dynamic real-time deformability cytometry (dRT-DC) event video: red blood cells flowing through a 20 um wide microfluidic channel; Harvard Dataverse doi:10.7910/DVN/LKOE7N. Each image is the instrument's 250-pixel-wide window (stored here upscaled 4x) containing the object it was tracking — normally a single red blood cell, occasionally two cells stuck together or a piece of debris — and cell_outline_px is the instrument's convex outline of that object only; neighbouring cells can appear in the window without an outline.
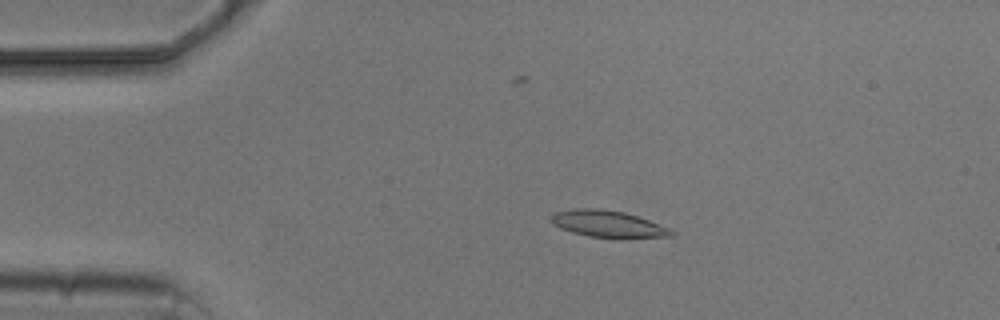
{"species": "common noctule bat (a hibernating species)", "species_latin": "Nyctalus noctula", "temperature_condition": "cold", "stored_images_in_passage": 6, "camera_frame_rate_fps": 3000, "um_per_image_px": 0.085, "animal": {"sex": "male", "body_mass_g": 20.5, "forearm_length_mm": 52.5}, "frame": {"image": 1, "passage_image": 3, "time_ms": 2.333, "image_size_px": [1000, 320], "cell_outline_px": [[676, 232], [672, 236], [620, 240], [616, 240], [588, 236], [572, 232], [560, 228], [552, 220], [552, 216], [556, 212], [572, 208], [600, 208], [624, 212], [672, 228]], "centroid_in_image_um": [51.78, 19.07], "position_along_channel_um": 33.2, "area_um2": 19.31}}
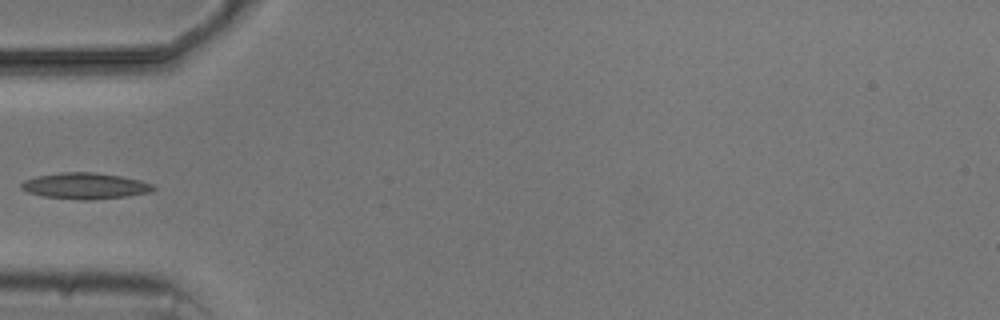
{"frame": {"image": 2, "passage_image": 5, "time_ms": 4.667, "image_size_px": [1000, 320], "cell_outline_px": [[156, 188], [148, 192], [128, 196], [92, 200], [80, 200], [44, 196], [28, 192], [20, 188], [20, 184], [24, 180], [36, 176], [60, 172], [96, 172], [120, 176], [140, 180], [152, 184]], "centroid_in_image_um": [7.21, 15.8], "position_along_channel_um": 77.8, "area_um2": 20.11}}
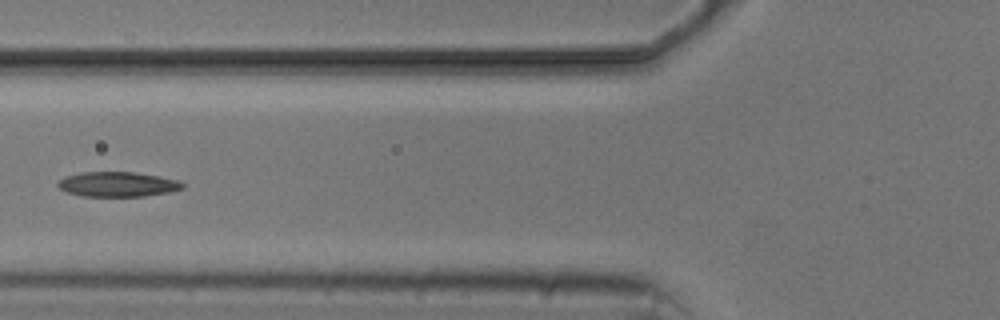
{"frame": {"image": 3, "passage_image": 6, "time_ms": 5.667, "image_size_px": [1000, 320], "cell_outline_px": [[184, 188], [168, 192], [144, 196], [84, 196], [68, 192], [60, 188], [56, 184], [64, 176], [80, 172], [136, 172], [160, 176], [176, 180], [184, 184]], "centroid_in_image_um": [9.99, 15.65], "position_along_channel_um": 115.8, "area_um2": 17.98}}